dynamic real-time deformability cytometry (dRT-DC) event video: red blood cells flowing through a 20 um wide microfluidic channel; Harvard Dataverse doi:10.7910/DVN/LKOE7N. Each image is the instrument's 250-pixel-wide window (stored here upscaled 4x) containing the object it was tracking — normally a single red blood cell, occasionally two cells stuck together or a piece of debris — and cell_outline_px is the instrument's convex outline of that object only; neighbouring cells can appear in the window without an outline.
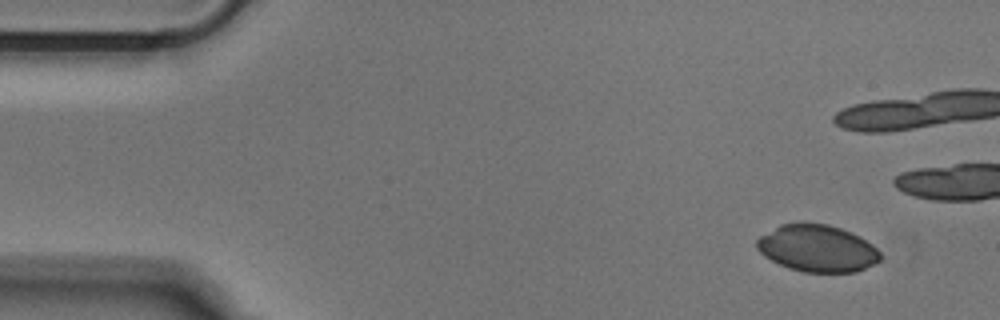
{"species": "Egyptian fruit bat (a non-hibernating species)", "species_latin": "Rousettus aegyptiacus", "temperature_condition": "cold", "stored_images_in_passage": 22, "camera_frame_rate_fps": 3000, "um_per_image_px": 0.085, "animal": {"sex": "male"}, "frame": {"image": 1, "passage_image": 1, "time_ms": 0.0, "image_size_px": [1000, 320], "cell_outline_px": [[880, 260], [856, 272], [804, 272], [788, 268], [764, 256], [756, 248], [756, 240], [760, 236], [780, 224], [800, 220], [828, 224], [852, 232], [860, 236], [872, 244], [880, 252]], "centroid_in_image_um": [69.44, 21.07], "position_along_channel_um": 15.6, "area_um2": 34.22}}